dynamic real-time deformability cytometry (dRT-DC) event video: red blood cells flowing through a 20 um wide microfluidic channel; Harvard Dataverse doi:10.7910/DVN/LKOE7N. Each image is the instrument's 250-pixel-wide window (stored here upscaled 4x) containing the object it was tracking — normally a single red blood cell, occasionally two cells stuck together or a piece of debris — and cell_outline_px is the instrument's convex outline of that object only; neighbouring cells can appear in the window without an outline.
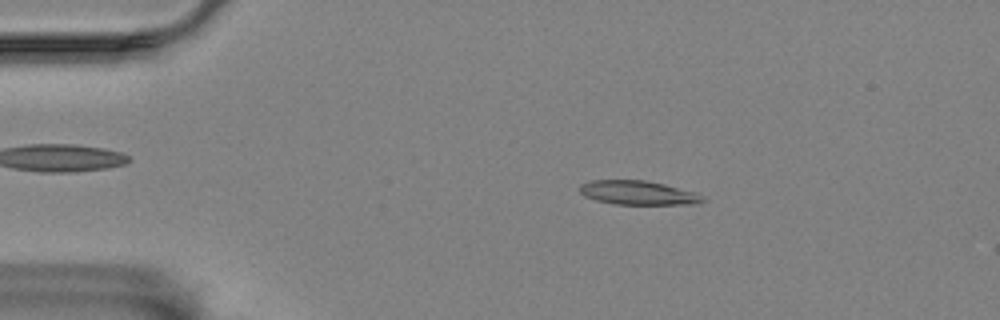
{"species": "Egyptian fruit bat (a non-hibernating species)", "species_latin": "Rousettus aegyptiacus", "temperature_condition": "room temperature", "stored_images_in_passage": 54, "camera_frame_rate_fps": 3000, "um_per_image_px": 0.085, "animal": {"sex": "female"}, "frame": {"image": 1, "passage_image": 8, "time_ms": 2.333, "image_size_px": [1000, 320], "cell_outline_px": [[708, 200], [696, 204], [616, 204], [596, 200], [584, 196], [580, 192], [580, 184], [592, 180], [644, 180], [664, 184], [696, 192], [704, 196]], "centroid_in_image_um": [54.27, 16.38], "position_along_channel_um": 30.7, "area_um2": 17.28}}
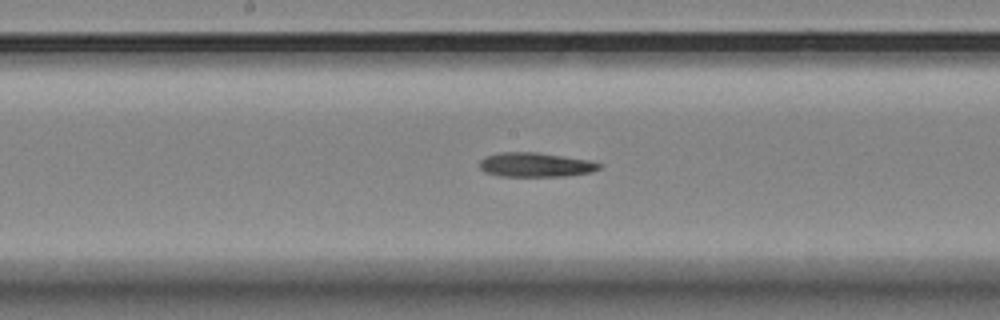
{"frame": {"image": 2, "passage_image": 27, "time_ms": 8.667, "image_size_px": [1000, 320], "cell_outline_px": [[600, 168], [592, 172], [564, 176], [500, 176], [484, 172], [480, 168], [480, 160], [484, 156], [500, 152], [536, 152], [588, 160], [600, 164]], "centroid_in_image_um": [45.46, 14.0], "position_along_channel_um": 202.7, "area_um2": 16.88}}
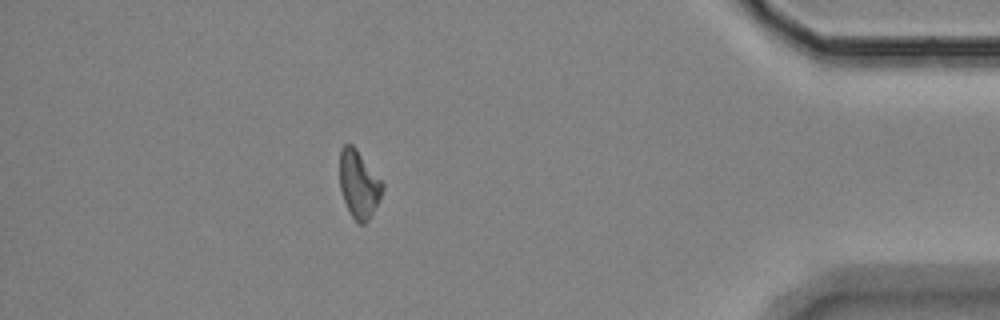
{"frame": {"image": 3, "passage_image": 48, "time_ms": 15.667, "image_size_px": [1000, 320], "cell_outline_px": [[384, 188], [380, 200], [372, 216], [364, 224], [360, 224], [352, 216], [344, 200], [340, 188], [340, 148], [344, 144], [352, 144], [356, 148], [384, 184]], "centroid_in_image_um": [30.51, 15.66], "position_along_channel_um": 404.7, "area_um2": 16.82}, "authors_computed_cell_mechanics": {"area_um2": 17.2533, "velocity_mm_per_s": 3.4955, "shape_relaxation_time_tau1_ms": null, "shape_relaxation_time_tau2_ms": 4.3976, "deformation_change_tau1": null, "deformation_change_tau2": 0.1289}}